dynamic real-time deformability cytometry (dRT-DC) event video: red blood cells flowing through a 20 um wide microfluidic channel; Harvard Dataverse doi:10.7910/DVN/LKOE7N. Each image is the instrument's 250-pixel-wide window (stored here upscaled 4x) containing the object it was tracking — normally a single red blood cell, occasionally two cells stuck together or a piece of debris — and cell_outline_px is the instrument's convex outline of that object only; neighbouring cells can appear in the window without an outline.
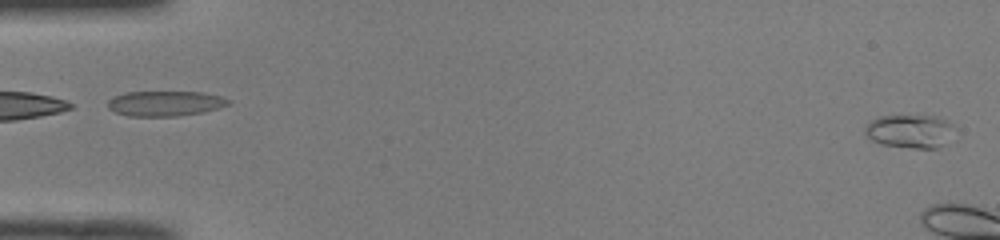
{"species": "common noctule bat (a hibernating species)", "species_latin": "Nyctalus noctula", "temperature_condition": "room temperature", "stored_images_in_passage": 5, "camera_frame_rate_fps": 3000, "um_per_image_px": 0.085, "animal": {"sex": "male", "body_mass_g": 19.0, "forearm_length_mm": 50.8}, "frame": {"image": 1, "passage_image": 1, "time_ms": 0.0, "image_size_px": [1000, 240], "cell_outline_px": [[952, 124], [940, 144], [936, 148], [912, 148], [880, 144], [864, 136], [864, 124], [868, 120], [876, 116], [936, 116]], "centroid_in_image_um": [77.11, 11.13], "position_along_channel_um": 7.9, "area_um2": 16.94}}